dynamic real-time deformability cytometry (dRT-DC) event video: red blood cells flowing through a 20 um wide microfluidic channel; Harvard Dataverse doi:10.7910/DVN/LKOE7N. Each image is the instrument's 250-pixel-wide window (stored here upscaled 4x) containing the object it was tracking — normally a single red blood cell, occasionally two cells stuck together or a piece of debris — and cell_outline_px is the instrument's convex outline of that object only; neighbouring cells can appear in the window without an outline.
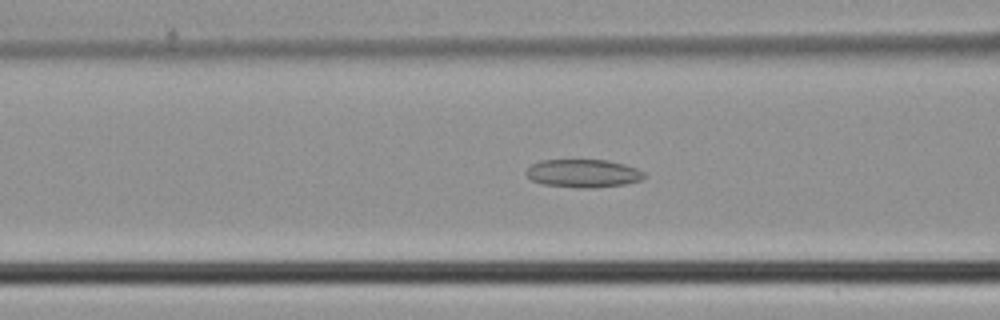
{"species": "common noctule bat (a hibernating species)", "species_latin": "Nyctalus noctula", "temperature_condition": "cold", "stored_images_in_passage": 47, "camera_frame_rate_fps": 3000, "um_per_image_px": 0.085, "animal": {"sex": "male", "body_mass_g": 21.5, "forearm_length_mm": 52.0}, "frame": {"image": 1, "passage_image": 19, "time_ms": 6.0, "image_size_px": [1000, 320], "cell_outline_px": [[644, 176], [640, 180], [624, 184], [592, 188], [576, 188], [544, 184], [532, 180], [524, 172], [532, 164], [540, 160], [604, 160], [624, 164], [636, 168], [644, 172]], "centroid_in_image_um": [49.54, 14.73], "position_along_channel_um": 117.1, "area_um2": 19.19}}
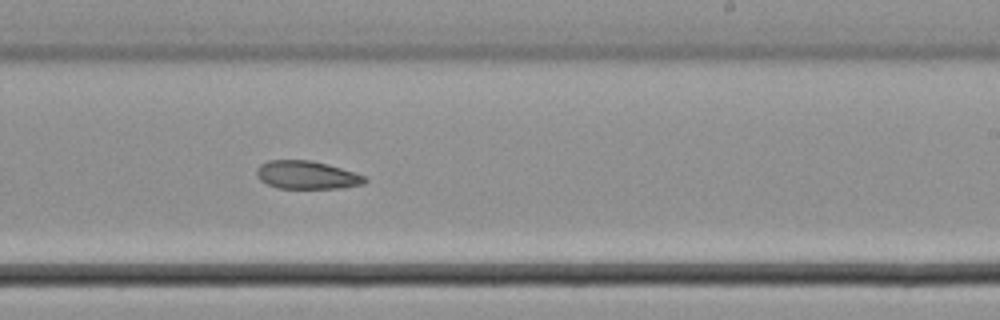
{"frame": {"image": 2, "passage_image": 29, "time_ms": 9.333, "image_size_px": [1000, 320], "cell_outline_px": [[368, 180], [364, 184], [344, 188], [276, 188], [260, 180], [256, 176], [256, 168], [260, 164], [268, 160], [308, 160], [340, 168], [364, 176]], "centroid_in_image_um": [26.04, 14.88], "position_along_channel_um": 263.0, "area_um2": 17.63}}
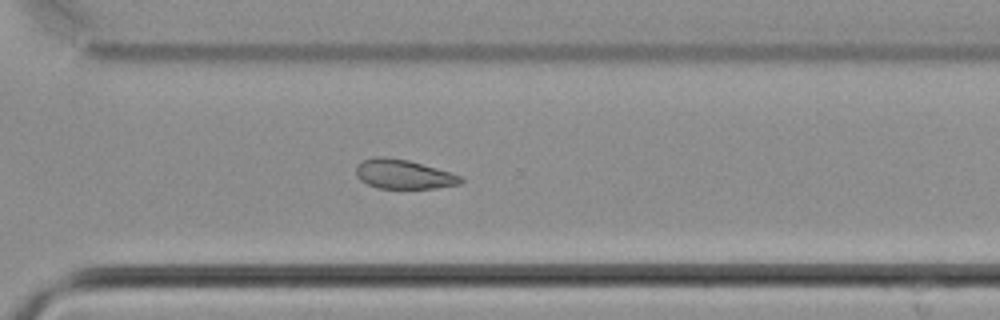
{"frame": {"image": 3, "passage_image": 34, "time_ms": 11.0, "image_size_px": [1000, 320], "cell_outline_px": [[464, 180], [460, 184], [436, 188], [376, 188], [360, 180], [356, 176], [356, 168], [364, 160], [376, 156], [384, 156], [408, 160], [448, 172], [460, 176]], "centroid_in_image_um": [34.27, 14.82], "position_along_channel_um": 336.3, "area_um2": 17.63}}